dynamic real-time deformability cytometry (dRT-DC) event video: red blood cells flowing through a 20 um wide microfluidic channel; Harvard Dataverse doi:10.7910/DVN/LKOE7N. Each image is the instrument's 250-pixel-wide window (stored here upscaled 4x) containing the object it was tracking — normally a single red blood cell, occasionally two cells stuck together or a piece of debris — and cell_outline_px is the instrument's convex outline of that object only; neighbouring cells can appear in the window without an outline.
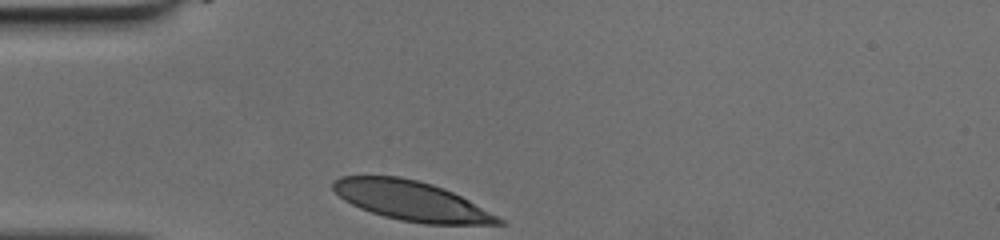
{"species": "human", "species_latin": "Homo sapiens", "temperature_condition": "cold", "stored_images_in_passage": 26, "camera_frame_rate_fps": 3000, "um_per_image_px": 0.085, "donor": {"sex": "female"}, "frame": {"image": 1, "passage_image": 1, "time_ms": 0.0, "image_size_px": [1000, 240], "cell_outline_px": [[504, 224], [424, 224], [400, 220], [384, 216], [360, 208], [344, 200], [332, 188], [332, 180], [340, 176], [400, 176], [432, 184], [444, 188], [468, 200], [504, 220]], "centroid_in_image_um": [34.93, 17.06], "position_along_channel_um": 50.1, "area_um2": 37.74}}
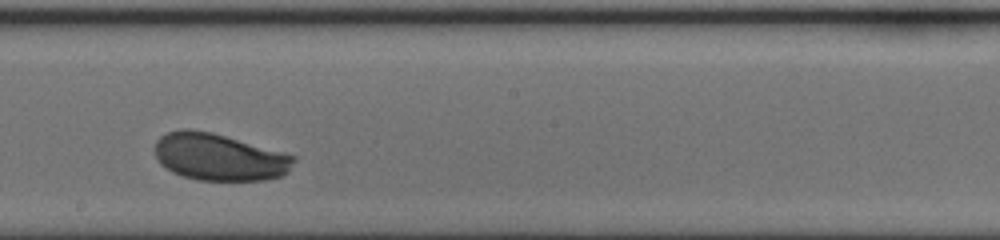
{"frame": {"image": 2, "passage_image": 15, "time_ms": 4.667, "image_size_px": [1000, 240], "cell_outline_px": [[296, 160], [288, 172], [280, 176], [264, 180], [196, 180], [172, 172], [160, 164], [156, 160], [156, 140], [160, 136], [168, 132], [180, 128], [188, 128], [212, 132], [284, 152], [296, 156]], "centroid_in_image_um": [18.62, 13.34], "position_along_channel_um": 229.6, "area_um2": 38.26}}
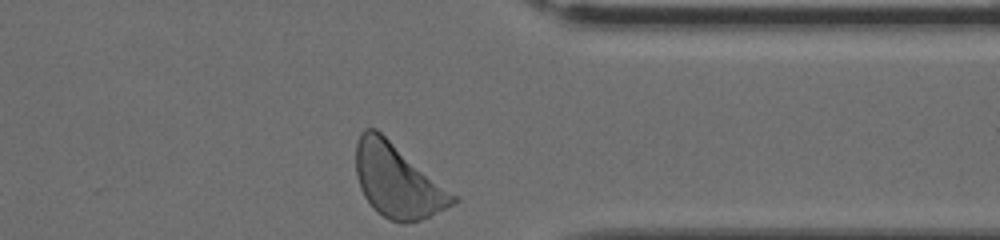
{"frame": {"image": 3, "passage_image": 26, "time_ms": 8.333, "image_size_px": [1000, 240], "cell_outline_px": [[456, 204], [420, 220], [404, 224], [400, 224], [388, 220], [376, 212], [372, 208], [364, 196], [360, 188], [356, 176], [356, 144], [360, 132], [364, 128], [376, 128], [456, 196]], "centroid_in_image_um": [33.74, 15.39], "position_along_channel_um": 377.7, "area_um2": 41.33}}